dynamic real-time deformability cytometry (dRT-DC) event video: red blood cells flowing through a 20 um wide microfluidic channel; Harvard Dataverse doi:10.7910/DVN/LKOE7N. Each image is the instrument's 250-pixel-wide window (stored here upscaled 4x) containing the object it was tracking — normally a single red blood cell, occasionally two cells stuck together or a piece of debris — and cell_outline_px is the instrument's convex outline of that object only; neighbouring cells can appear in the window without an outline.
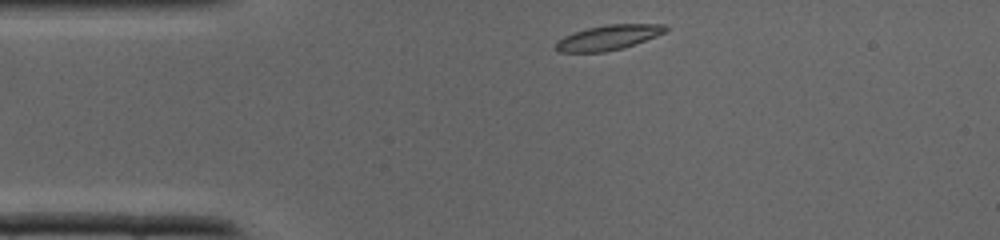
{"species": "common noctule bat (a hibernating species)", "species_latin": "Nyctalus noctula", "temperature_condition": "cold", "stored_images_in_passage": 31, "camera_frame_rate_fps": 3000, "um_per_image_px": 0.085, "animal": {"sex": "male", "body_mass_g": 19.0, "forearm_length_mm": 50.8}, "frame": {"image": 1, "passage_image": 1, "time_ms": 0.0, "image_size_px": [1000, 240], "cell_outline_px": [[668, 28], [664, 32], [656, 36], [624, 48], [604, 52], [556, 52], [556, 40], [564, 36], [588, 28], [608, 24], [664, 24]], "centroid_in_image_um": [51.69, 3.19], "position_along_channel_um": 33.3, "area_um2": 15.84}}
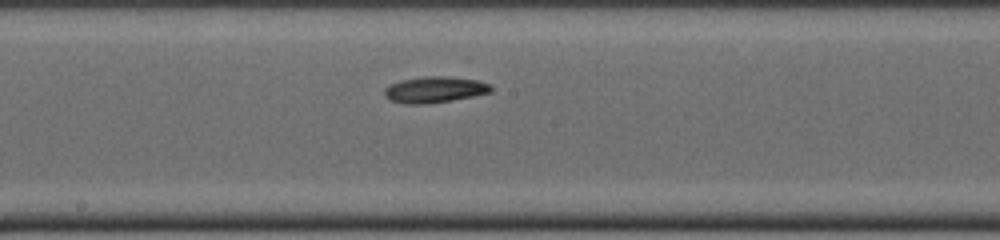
{"frame": {"image": 2, "passage_image": 13, "time_ms": 4.0, "image_size_px": [1000, 240], "cell_outline_px": [[492, 92], [452, 100], [424, 104], [408, 104], [388, 100], [384, 96], [384, 88], [388, 84], [400, 80], [424, 76], [444, 76], [476, 80], [492, 84]], "centroid_in_image_um": [36.9, 7.61], "position_along_channel_um": 211.3, "area_um2": 16.36}}
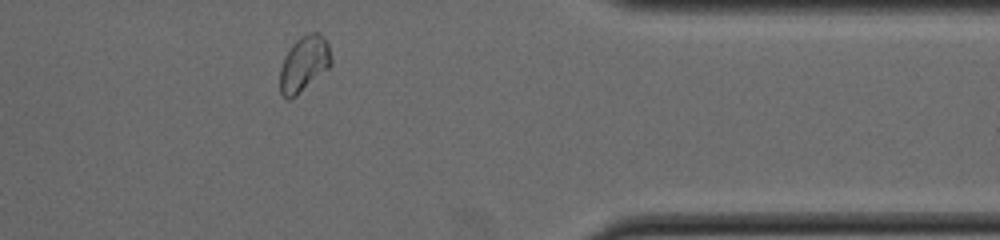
{"frame": {"image": 3, "passage_image": 24, "time_ms": 7.667, "image_size_px": [1000, 240], "cell_outline_px": [[332, 64], [328, 68], [296, 96], [288, 100], [280, 92], [280, 68], [284, 56], [292, 44], [296, 40], [312, 32], [320, 32], [328, 44], [332, 60]], "centroid_in_image_um": [25.83, 5.43], "position_along_channel_um": 385.6, "area_um2": 16.47}}